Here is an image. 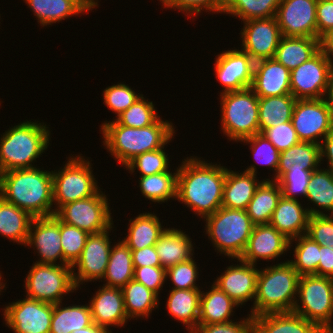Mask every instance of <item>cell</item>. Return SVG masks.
Wrapping results in <instances>:
<instances>
[{
    "instance_id": "1",
    "label": "cell",
    "mask_w": 333,
    "mask_h": 333,
    "mask_svg": "<svg viewBox=\"0 0 333 333\" xmlns=\"http://www.w3.org/2000/svg\"><path fill=\"white\" fill-rule=\"evenodd\" d=\"M227 167L201 160L185 158L177 174V200L197 216L205 218L222 206Z\"/></svg>"
},
{
    "instance_id": "2",
    "label": "cell",
    "mask_w": 333,
    "mask_h": 333,
    "mask_svg": "<svg viewBox=\"0 0 333 333\" xmlns=\"http://www.w3.org/2000/svg\"><path fill=\"white\" fill-rule=\"evenodd\" d=\"M0 197L33 218L52 216V171L33 167L0 173Z\"/></svg>"
},
{
    "instance_id": "3",
    "label": "cell",
    "mask_w": 333,
    "mask_h": 333,
    "mask_svg": "<svg viewBox=\"0 0 333 333\" xmlns=\"http://www.w3.org/2000/svg\"><path fill=\"white\" fill-rule=\"evenodd\" d=\"M168 120L159 118L154 124L132 128L118 124L115 120L102 123V142L115 161L125 166L135 156L167 145L174 138L175 127Z\"/></svg>"
},
{
    "instance_id": "4",
    "label": "cell",
    "mask_w": 333,
    "mask_h": 333,
    "mask_svg": "<svg viewBox=\"0 0 333 333\" xmlns=\"http://www.w3.org/2000/svg\"><path fill=\"white\" fill-rule=\"evenodd\" d=\"M300 275L287 260L259 269L252 317L294 309Z\"/></svg>"
},
{
    "instance_id": "5",
    "label": "cell",
    "mask_w": 333,
    "mask_h": 333,
    "mask_svg": "<svg viewBox=\"0 0 333 333\" xmlns=\"http://www.w3.org/2000/svg\"><path fill=\"white\" fill-rule=\"evenodd\" d=\"M34 121L20 122L1 135L0 173L36 167L33 164L47 150L51 132L44 122Z\"/></svg>"
},
{
    "instance_id": "6",
    "label": "cell",
    "mask_w": 333,
    "mask_h": 333,
    "mask_svg": "<svg viewBox=\"0 0 333 333\" xmlns=\"http://www.w3.org/2000/svg\"><path fill=\"white\" fill-rule=\"evenodd\" d=\"M213 247L228 258L240 259L254 228L246 210L220 207L203 219Z\"/></svg>"
},
{
    "instance_id": "7",
    "label": "cell",
    "mask_w": 333,
    "mask_h": 333,
    "mask_svg": "<svg viewBox=\"0 0 333 333\" xmlns=\"http://www.w3.org/2000/svg\"><path fill=\"white\" fill-rule=\"evenodd\" d=\"M221 130L239 142L259 133L258 96L249 87L220 94Z\"/></svg>"
},
{
    "instance_id": "8",
    "label": "cell",
    "mask_w": 333,
    "mask_h": 333,
    "mask_svg": "<svg viewBox=\"0 0 333 333\" xmlns=\"http://www.w3.org/2000/svg\"><path fill=\"white\" fill-rule=\"evenodd\" d=\"M292 311L316 323L324 332L333 333V278L301 275Z\"/></svg>"
},
{
    "instance_id": "9",
    "label": "cell",
    "mask_w": 333,
    "mask_h": 333,
    "mask_svg": "<svg viewBox=\"0 0 333 333\" xmlns=\"http://www.w3.org/2000/svg\"><path fill=\"white\" fill-rule=\"evenodd\" d=\"M81 155L68 157L62 169L52 171L54 214L62 205L89 198L100 190L91 162Z\"/></svg>"
},
{
    "instance_id": "10",
    "label": "cell",
    "mask_w": 333,
    "mask_h": 333,
    "mask_svg": "<svg viewBox=\"0 0 333 333\" xmlns=\"http://www.w3.org/2000/svg\"><path fill=\"white\" fill-rule=\"evenodd\" d=\"M30 268L24 280L27 298L56 304L62 302L66 294L78 290L70 265L34 262Z\"/></svg>"
},
{
    "instance_id": "11",
    "label": "cell",
    "mask_w": 333,
    "mask_h": 333,
    "mask_svg": "<svg viewBox=\"0 0 333 333\" xmlns=\"http://www.w3.org/2000/svg\"><path fill=\"white\" fill-rule=\"evenodd\" d=\"M54 215L89 234L112 229L114 225L107 195L101 189L89 198L62 205Z\"/></svg>"
},
{
    "instance_id": "12",
    "label": "cell",
    "mask_w": 333,
    "mask_h": 333,
    "mask_svg": "<svg viewBox=\"0 0 333 333\" xmlns=\"http://www.w3.org/2000/svg\"><path fill=\"white\" fill-rule=\"evenodd\" d=\"M291 122L301 142L320 145L333 131V106L326 98L297 99Z\"/></svg>"
},
{
    "instance_id": "13",
    "label": "cell",
    "mask_w": 333,
    "mask_h": 333,
    "mask_svg": "<svg viewBox=\"0 0 333 333\" xmlns=\"http://www.w3.org/2000/svg\"><path fill=\"white\" fill-rule=\"evenodd\" d=\"M332 65L331 58L320 49L308 61L290 71L291 94L296 99L326 98Z\"/></svg>"
},
{
    "instance_id": "14",
    "label": "cell",
    "mask_w": 333,
    "mask_h": 333,
    "mask_svg": "<svg viewBox=\"0 0 333 333\" xmlns=\"http://www.w3.org/2000/svg\"><path fill=\"white\" fill-rule=\"evenodd\" d=\"M111 230L107 229L89 234L82 253L71 266L74 284L77 289L81 284L83 285L88 281L93 280L92 282H94L101 279L102 282L112 248L109 237Z\"/></svg>"
},
{
    "instance_id": "15",
    "label": "cell",
    "mask_w": 333,
    "mask_h": 333,
    "mask_svg": "<svg viewBox=\"0 0 333 333\" xmlns=\"http://www.w3.org/2000/svg\"><path fill=\"white\" fill-rule=\"evenodd\" d=\"M3 319L14 333H49L53 304L30 298L8 303Z\"/></svg>"
},
{
    "instance_id": "16",
    "label": "cell",
    "mask_w": 333,
    "mask_h": 333,
    "mask_svg": "<svg viewBox=\"0 0 333 333\" xmlns=\"http://www.w3.org/2000/svg\"><path fill=\"white\" fill-rule=\"evenodd\" d=\"M318 0H281L275 18L286 37L317 38Z\"/></svg>"
},
{
    "instance_id": "17",
    "label": "cell",
    "mask_w": 333,
    "mask_h": 333,
    "mask_svg": "<svg viewBox=\"0 0 333 333\" xmlns=\"http://www.w3.org/2000/svg\"><path fill=\"white\" fill-rule=\"evenodd\" d=\"M239 33L242 40L241 50L247 53L255 62L274 58L276 49L282 38L281 30L275 17L253 19L243 22Z\"/></svg>"
},
{
    "instance_id": "18",
    "label": "cell",
    "mask_w": 333,
    "mask_h": 333,
    "mask_svg": "<svg viewBox=\"0 0 333 333\" xmlns=\"http://www.w3.org/2000/svg\"><path fill=\"white\" fill-rule=\"evenodd\" d=\"M255 61L241 49L227 50L215 58L216 78L222 85L220 94L251 87Z\"/></svg>"
},
{
    "instance_id": "19",
    "label": "cell",
    "mask_w": 333,
    "mask_h": 333,
    "mask_svg": "<svg viewBox=\"0 0 333 333\" xmlns=\"http://www.w3.org/2000/svg\"><path fill=\"white\" fill-rule=\"evenodd\" d=\"M25 246L36 250L38 256L41 257L36 263L69 265L63 258L60 220L55 215L32 220ZM58 260L59 262H56Z\"/></svg>"
},
{
    "instance_id": "20",
    "label": "cell",
    "mask_w": 333,
    "mask_h": 333,
    "mask_svg": "<svg viewBox=\"0 0 333 333\" xmlns=\"http://www.w3.org/2000/svg\"><path fill=\"white\" fill-rule=\"evenodd\" d=\"M239 265L228 266L222 274L213 282L225 292L238 305L248 301H254L256 295L257 276L259 269L257 265L250 264L241 259Z\"/></svg>"
},
{
    "instance_id": "21",
    "label": "cell",
    "mask_w": 333,
    "mask_h": 333,
    "mask_svg": "<svg viewBox=\"0 0 333 333\" xmlns=\"http://www.w3.org/2000/svg\"><path fill=\"white\" fill-rule=\"evenodd\" d=\"M289 239L270 224L254 225L241 260L256 265L260 260H274L287 252Z\"/></svg>"
},
{
    "instance_id": "22",
    "label": "cell",
    "mask_w": 333,
    "mask_h": 333,
    "mask_svg": "<svg viewBox=\"0 0 333 333\" xmlns=\"http://www.w3.org/2000/svg\"><path fill=\"white\" fill-rule=\"evenodd\" d=\"M258 97H272L291 94L290 70L275 58L258 60L250 87Z\"/></svg>"
},
{
    "instance_id": "23",
    "label": "cell",
    "mask_w": 333,
    "mask_h": 333,
    "mask_svg": "<svg viewBox=\"0 0 333 333\" xmlns=\"http://www.w3.org/2000/svg\"><path fill=\"white\" fill-rule=\"evenodd\" d=\"M92 321L99 326L108 328L124 327L129 321L125 310L122 289L103 285L95 292L89 302Z\"/></svg>"
},
{
    "instance_id": "24",
    "label": "cell",
    "mask_w": 333,
    "mask_h": 333,
    "mask_svg": "<svg viewBox=\"0 0 333 333\" xmlns=\"http://www.w3.org/2000/svg\"><path fill=\"white\" fill-rule=\"evenodd\" d=\"M256 164L247 167L242 172L226 170V179L223 187L222 207L246 210L248 203L260 183L257 180Z\"/></svg>"
},
{
    "instance_id": "25",
    "label": "cell",
    "mask_w": 333,
    "mask_h": 333,
    "mask_svg": "<svg viewBox=\"0 0 333 333\" xmlns=\"http://www.w3.org/2000/svg\"><path fill=\"white\" fill-rule=\"evenodd\" d=\"M309 217L308 209L302 206L300 200L281 196L269 224L292 240L307 233Z\"/></svg>"
},
{
    "instance_id": "26",
    "label": "cell",
    "mask_w": 333,
    "mask_h": 333,
    "mask_svg": "<svg viewBox=\"0 0 333 333\" xmlns=\"http://www.w3.org/2000/svg\"><path fill=\"white\" fill-rule=\"evenodd\" d=\"M253 333H326L297 313H268L253 317Z\"/></svg>"
},
{
    "instance_id": "27",
    "label": "cell",
    "mask_w": 333,
    "mask_h": 333,
    "mask_svg": "<svg viewBox=\"0 0 333 333\" xmlns=\"http://www.w3.org/2000/svg\"><path fill=\"white\" fill-rule=\"evenodd\" d=\"M183 230L167 228L155 244L161 267L167 269L194 257L191 238Z\"/></svg>"
},
{
    "instance_id": "28",
    "label": "cell",
    "mask_w": 333,
    "mask_h": 333,
    "mask_svg": "<svg viewBox=\"0 0 333 333\" xmlns=\"http://www.w3.org/2000/svg\"><path fill=\"white\" fill-rule=\"evenodd\" d=\"M201 291L198 324H218L233 321V310L239 305L214 283L208 292ZM235 307V308H234ZM237 307V308H236Z\"/></svg>"
},
{
    "instance_id": "29",
    "label": "cell",
    "mask_w": 333,
    "mask_h": 333,
    "mask_svg": "<svg viewBox=\"0 0 333 333\" xmlns=\"http://www.w3.org/2000/svg\"><path fill=\"white\" fill-rule=\"evenodd\" d=\"M166 302L168 314L182 322L189 333L198 326L200 289H172Z\"/></svg>"
},
{
    "instance_id": "30",
    "label": "cell",
    "mask_w": 333,
    "mask_h": 333,
    "mask_svg": "<svg viewBox=\"0 0 333 333\" xmlns=\"http://www.w3.org/2000/svg\"><path fill=\"white\" fill-rule=\"evenodd\" d=\"M126 238L122 240L130 250L155 246L166 230L155 213H140L134 219H129ZM163 227V228H162Z\"/></svg>"
},
{
    "instance_id": "31",
    "label": "cell",
    "mask_w": 333,
    "mask_h": 333,
    "mask_svg": "<svg viewBox=\"0 0 333 333\" xmlns=\"http://www.w3.org/2000/svg\"><path fill=\"white\" fill-rule=\"evenodd\" d=\"M320 49V39L282 36L274 58L292 71L308 61Z\"/></svg>"
},
{
    "instance_id": "32",
    "label": "cell",
    "mask_w": 333,
    "mask_h": 333,
    "mask_svg": "<svg viewBox=\"0 0 333 333\" xmlns=\"http://www.w3.org/2000/svg\"><path fill=\"white\" fill-rule=\"evenodd\" d=\"M273 177L263 179L246 208L247 215L254 225L269 224L273 211L281 198V188Z\"/></svg>"
},
{
    "instance_id": "33",
    "label": "cell",
    "mask_w": 333,
    "mask_h": 333,
    "mask_svg": "<svg viewBox=\"0 0 333 333\" xmlns=\"http://www.w3.org/2000/svg\"><path fill=\"white\" fill-rule=\"evenodd\" d=\"M33 219L28 212L0 197V236L25 246Z\"/></svg>"
},
{
    "instance_id": "34",
    "label": "cell",
    "mask_w": 333,
    "mask_h": 333,
    "mask_svg": "<svg viewBox=\"0 0 333 333\" xmlns=\"http://www.w3.org/2000/svg\"><path fill=\"white\" fill-rule=\"evenodd\" d=\"M306 199L321 209L308 206L310 215H333V173L326 168L313 171L309 178Z\"/></svg>"
},
{
    "instance_id": "35",
    "label": "cell",
    "mask_w": 333,
    "mask_h": 333,
    "mask_svg": "<svg viewBox=\"0 0 333 333\" xmlns=\"http://www.w3.org/2000/svg\"><path fill=\"white\" fill-rule=\"evenodd\" d=\"M322 163L319 144L300 142L280 152L279 165L273 181H277L291 166L315 171Z\"/></svg>"
},
{
    "instance_id": "36",
    "label": "cell",
    "mask_w": 333,
    "mask_h": 333,
    "mask_svg": "<svg viewBox=\"0 0 333 333\" xmlns=\"http://www.w3.org/2000/svg\"><path fill=\"white\" fill-rule=\"evenodd\" d=\"M133 278L132 251L120 240L111 248L103 285L122 289Z\"/></svg>"
},
{
    "instance_id": "37",
    "label": "cell",
    "mask_w": 333,
    "mask_h": 333,
    "mask_svg": "<svg viewBox=\"0 0 333 333\" xmlns=\"http://www.w3.org/2000/svg\"><path fill=\"white\" fill-rule=\"evenodd\" d=\"M296 101L292 94L258 97L259 133L267 128L291 121Z\"/></svg>"
},
{
    "instance_id": "38",
    "label": "cell",
    "mask_w": 333,
    "mask_h": 333,
    "mask_svg": "<svg viewBox=\"0 0 333 333\" xmlns=\"http://www.w3.org/2000/svg\"><path fill=\"white\" fill-rule=\"evenodd\" d=\"M30 7L41 26L66 20L85 11L75 0H23ZM84 12V13H83ZM66 18V19H65Z\"/></svg>"
},
{
    "instance_id": "39",
    "label": "cell",
    "mask_w": 333,
    "mask_h": 333,
    "mask_svg": "<svg viewBox=\"0 0 333 333\" xmlns=\"http://www.w3.org/2000/svg\"><path fill=\"white\" fill-rule=\"evenodd\" d=\"M62 302L53 304V315L49 333H72L93 323L89 303L62 306Z\"/></svg>"
},
{
    "instance_id": "40",
    "label": "cell",
    "mask_w": 333,
    "mask_h": 333,
    "mask_svg": "<svg viewBox=\"0 0 333 333\" xmlns=\"http://www.w3.org/2000/svg\"><path fill=\"white\" fill-rule=\"evenodd\" d=\"M125 310L128 319L148 318L152 310L158 308L159 297L152 290L134 279L122 288Z\"/></svg>"
},
{
    "instance_id": "41",
    "label": "cell",
    "mask_w": 333,
    "mask_h": 333,
    "mask_svg": "<svg viewBox=\"0 0 333 333\" xmlns=\"http://www.w3.org/2000/svg\"><path fill=\"white\" fill-rule=\"evenodd\" d=\"M170 170L158 174L140 176L139 187L141 194L152 202L165 203L171 199H177V174ZM171 198V199H170Z\"/></svg>"
},
{
    "instance_id": "42",
    "label": "cell",
    "mask_w": 333,
    "mask_h": 333,
    "mask_svg": "<svg viewBox=\"0 0 333 333\" xmlns=\"http://www.w3.org/2000/svg\"><path fill=\"white\" fill-rule=\"evenodd\" d=\"M281 0H226L223 14L239 17L243 22L276 16Z\"/></svg>"
},
{
    "instance_id": "43",
    "label": "cell",
    "mask_w": 333,
    "mask_h": 333,
    "mask_svg": "<svg viewBox=\"0 0 333 333\" xmlns=\"http://www.w3.org/2000/svg\"><path fill=\"white\" fill-rule=\"evenodd\" d=\"M295 241V242H294ZM292 242L296 243L293 256L294 260H288L297 273L301 275H317L319 264L320 245L314 242L309 236L301 235L289 241V248Z\"/></svg>"
},
{
    "instance_id": "44",
    "label": "cell",
    "mask_w": 333,
    "mask_h": 333,
    "mask_svg": "<svg viewBox=\"0 0 333 333\" xmlns=\"http://www.w3.org/2000/svg\"><path fill=\"white\" fill-rule=\"evenodd\" d=\"M159 118L153 101H148L143 95L116 117L115 121L127 127L142 128L154 124Z\"/></svg>"
},
{
    "instance_id": "45",
    "label": "cell",
    "mask_w": 333,
    "mask_h": 333,
    "mask_svg": "<svg viewBox=\"0 0 333 333\" xmlns=\"http://www.w3.org/2000/svg\"><path fill=\"white\" fill-rule=\"evenodd\" d=\"M165 146L158 150L148 151L135 156L124 167L134 173L137 169L140 176H148L169 171V158L165 152Z\"/></svg>"
},
{
    "instance_id": "46",
    "label": "cell",
    "mask_w": 333,
    "mask_h": 333,
    "mask_svg": "<svg viewBox=\"0 0 333 333\" xmlns=\"http://www.w3.org/2000/svg\"><path fill=\"white\" fill-rule=\"evenodd\" d=\"M89 233L60 221V237L64 260L72 266L79 258Z\"/></svg>"
},
{
    "instance_id": "47",
    "label": "cell",
    "mask_w": 333,
    "mask_h": 333,
    "mask_svg": "<svg viewBox=\"0 0 333 333\" xmlns=\"http://www.w3.org/2000/svg\"><path fill=\"white\" fill-rule=\"evenodd\" d=\"M312 172L313 171L305 170V168H292L291 166L288 171L277 180L281 188L282 197L294 200H298L297 197L299 196L306 198L307 186Z\"/></svg>"
},
{
    "instance_id": "48",
    "label": "cell",
    "mask_w": 333,
    "mask_h": 333,
    "mask_svg": "<svg viewBox=\"0 0 333 333\" xmlns=\"http://www.w3.org/2000/svg\"><path fill=\"white\" fill-rule=\"evenodd\" d=\"M142 96V94H137L133 88L123 82L108 86L103 91L104 103L107 108L116 114V117L127 110Z\"/></svg>"
},
{
    "instance_id": "49",
    "label": "cell",
    "mask_w": 333,
    "mask_h": 333,
    "mask_svg": "<svg viewBox=\"0 0 333 333\" xmlns=\"http://www.w3.org/2000/svg\"><path fill=\"white\" fill-rule=\"evenodd\" d=\"M240 142L246 143V145L247 143L250 144V149H252L251 151L255 158L254 160L275 171L274 176H276L280 152L263 134H255L254 136L239 141V143Z\"/></svg>"
},
{
    "instance_id": "50",
    "label": "cell",
    "mask_w": 333,
    "mask_h": 333,
    "mask_svg": "<svg viewBox=\"0 0 333 333\" xmlns=\"http://www.w3.org/2000/svg\"><path fill=\"white\" fill-rule=\"evenodd\" d=\"M163 8H173L185 13V16H198L202 11L223 13L226 0H159ZM209 10V11H208Z\"/></svg>"
},
{
    "instance_id": "51",
    "label": "cell",
    "mask_w": 333,
    "mask_h": 333,
    "mask_svg": "<svg viewBox=\"0 0 333 333\" xmlns=\"http://www.w3.org/2000/svg\"><path fill=\"white\" fill-rule=\"evenodd\" d=\"M193 258L166 269V278L171 279L174 285L172 289H199L200 286L196 284L199 267Z\"/></svg>"
},
{
    "instance_id": "52",
    "label": "cell",
    "mask_w": 333,
    "mask_h": 333,
    "mask_svg": "<svg viewBox=\"0 0 333 333\" xmlns=\"http://www.w3.org/2000/svg\"><path fill=\"white\" fill-rule=\"evenodd\" d=\"M306 235L333 249V215H310Z\"/></svg>"
},
{
    "instance_id": "53",
    "label": "cell",
    "mask_w": 333,
    "mask_h": 333,
    "mask_svg": "<svg viewBox=\"0 0 333 333\" xmlns=\"http://www.w3.org/2000/svg\"><path fill=\"white\" fill-rule=\"evenodd\" d=\"M261 134H263L279 152L288 150L290 147L301 142L291 121L267 128Z\"/></svg>"
},
{
    "instance_id": "54",
    "label": "cell",
    "mask_w": 333,
    "mask_h": 333,
    "mask_svg": "<svg viewBox=\"0 0 333 333\" xmlns=\"http://www.w3.org/2000/svg\"><path fill=\"white\" fill-rule=\"evenodd\" d=\"M136 282L143 284L148 289L159 295L166 280V269L157 266L134 267V278Z\"/></svg>"
},
{
    "instance_id": "55",
    "label": "cell",
    "mask_w": 333,
    "mask_h": 333,
    "mask_svg": "<svg viewBox=\"0 0 333 333\" xmlns=\"http://www.w3.org/2000/svg\"><path fill=\"white\" fill-rule=\"evenodd\" d=\"M248 317L241 321H230L227 323L218 324H198L192 333H253V317L247 314Z\"/></svg>"
},
{
    "instance_id": "56",
    "label": "cell",
    "mask_w": 333,
    "mask_h": 333,
    "mask_svg": "<svg viewBox=\"0 0 333 333\" xmlns=\"http://www.w3.org/2000/svg\"><path fill=\"white\" fill-rule=\"evenodd\" d=\"M317 39H320L327 31L333 28V2L317 1Z\"/></svg>"
},
{
    "instance_id": "57",
    "label": "cell",
    "mask_w": 333,
    "mask_h": 333,
    "mask_svg": "<svg viewBox=\"0 0 333 333\" xmlns=\"http://www.w3.org/2000/svg\"><path fill=\"white\" fill-rule=\"evenodd\" d=\"M131 251H132L133 267L161 266L160 259L157 254L155 246H150L143 249L131 250Z\"/></svg>"
},
{
    "instance_id": "58",
    "label": "cell",
    "mask_w": 333,
    "mask_h": 333,
    "mask_svg": "<svg viewBox=\"0 0 333 333\" xmlns=\"http://www.w3.org/2000/svg\"><path fill=\"white\" fill-rule=\"evenodd\" d=\"M317 276L333 278V249L320 245Z\"/></svg>"
},
{
    "instance_id": "59",
    "label": "cell",
    "mask_w": 333,
    "mask_h": 333,
    "mask_svg": "<svg viewBox=\"0 0 333 333\" xmlns=\"http://www.w3.org/2000/svg\"><path fill=\"white\" fill-rule=\"evenodd\" d=\"M321 161L326 158L328 161L327 169L333 173V131L328 133L320 144ZM325 157V158H324Z\"/></svg>"
},
{
    "instance_id": "60",
    "label": "cell",
    "mask_w": 333,
    "mask_h": 333,
    "mask_svg": "<svg viewBox=\"0 0 333 333\" xmlns=\"http://www.w3.org/2000/svg\"><path fill=\"white\" fill-rule=\"evenodd\" d=\"M320 48L331 58L333 61V28L327 31L320 38Z\"/></svg>"
},
{
    "instance_id": "61",
    "label": "cell",
    "mask_w": 333,
    "mask_h": 333,
    "mask_svg": "<svg viewBox=\"0 0 333 333\" xmlns=\"http://www.w3.org/2000/svg\"><path fill=\"white\" fill-rule=\"evenodd\" d=\"M72 333H112V331H109L108 328L96 325L93 322L91 325L85 328L74 330Z\"/></svg>"
},
{
    "instance_id": "62",
    "label": "cell",
    "mask_w": 333,
    "mask_h": 333,
    "mask_svg": "<svg viewBox=\"0 0 333 333\" xmlns=\"http://www.w3.org/2000/svg\"><path fill=\"white\" fill-rule=\"evenodd\" d=\"M81 8L88 13V11L93 10L98 7V0H75Z\"/></svg>"
},
{
    "instance_id": "63",
    "label": "cell",
    "mask_w": 333,
    "mask_h": 333,
    "mask_svg": "<svg viewBox=\"0 0 333 333\" xmlns=\"http://www.w3.org/2000/svg\"><path fill=\"white\" fill-rule=\"evenodd\" d=\"M326 99L328 102L333 106V65L330 71V77H329V88L326 95Z\"/></svg>"
},
{
    "instance_id": "64",
    "label": "cell",
    "mask_w": 333,
    "mask_h": 333,
    "mask_svg": "<svg viewBox=\"0 0 333 333\" xmlns=\"http://www.w3.org/2000/svg\"><path fill=\"white\" fill-rule=\"evenodd\" d=\"M6 285V283H4L3 281L1 282L0 281V295H1V292L5 289V286Z\"/></svg>"
},
{
    "instance_id": "65",
    "label": "cell",
    "mask_w": 333,
    "mask_h": 333,
    "mask_svg": "<svg viewBox=\"0 0 333 333\" xmlns=\"http://www.w3.org/2000/svg\"><path fill=\"white\" fill-rule=\"evenodd\" d=\"M1 278H2V275H1V273H0V281H2V280L4 279V278H2V279H1Z\"/></svg>"
}]
</instances>
